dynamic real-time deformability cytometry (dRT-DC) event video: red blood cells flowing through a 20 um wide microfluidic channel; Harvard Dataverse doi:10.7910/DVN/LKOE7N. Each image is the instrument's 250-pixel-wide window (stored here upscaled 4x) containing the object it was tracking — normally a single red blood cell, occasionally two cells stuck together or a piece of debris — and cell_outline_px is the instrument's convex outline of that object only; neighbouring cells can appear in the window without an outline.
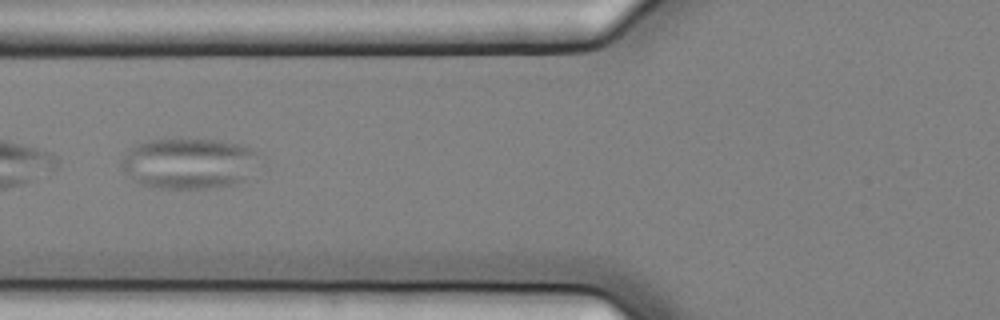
{"species": "common noctule bat (a hibernating species)", "species_latin": "Nyctalus noctula", "temperature_condition": "cold", "stored_images_in_passage": 10, "camera_frame_rate_fps": 3000, "um_per_image_px": 0.085, "animal": {"sex": "female", "body_mass_g": 25.1}, "frame": {"image": 1, "passage_image": 6, "time_ms": 1.667, "image_size_px": [1000, 320], "cell_outline_px": [[268, 160], [264, 164], [244, 180], [236, 184], [208, 188], [160, 188], [140, 184], [132, 180], [120, 164], [124, 152], [136, 144], [152, 140], [220, 140], [240, 144], [256, 148]], "centroid_in_image_um": [16.22, 13.88], "position_along_channel_um": 109.6, "area_um2": 41.85}}